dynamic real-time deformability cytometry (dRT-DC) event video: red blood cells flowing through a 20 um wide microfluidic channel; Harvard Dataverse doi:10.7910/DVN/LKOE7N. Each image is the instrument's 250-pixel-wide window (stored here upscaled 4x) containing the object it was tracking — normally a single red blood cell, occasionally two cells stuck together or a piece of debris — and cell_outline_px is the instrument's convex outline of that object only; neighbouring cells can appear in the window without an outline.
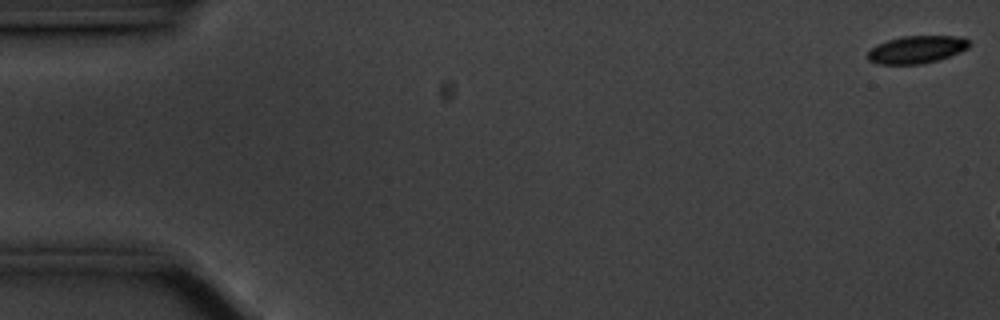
{"species": "common noctule bat (a hibernating species)", "species_latin": "Nyctalus noctula", "temperature_condition": "cold", "stored_images_in_passage": 8, "camera_frame_rate_fps": 3000, "um_per_image_px": 0.085, "animal": {"sex": "male", "body_mass_g": 20.1, "forearm_length_mm": 53.5}, "frame": {"image": 1, "passage_image": 1, "time_ms": 0.0, "image_size_px": [1000, 320], "cell_outline_px": [[972, 44], [968, 48], [948, 56], [924, 64], [876, 64], [868, 60], [868, 52], [876, 44], [900, 36], [964, 36], [972, 40]], "centroid_in_image_um": [77.95, 4.19], "position_along_channel_um": 7.1, "area_um2": 16.47}}